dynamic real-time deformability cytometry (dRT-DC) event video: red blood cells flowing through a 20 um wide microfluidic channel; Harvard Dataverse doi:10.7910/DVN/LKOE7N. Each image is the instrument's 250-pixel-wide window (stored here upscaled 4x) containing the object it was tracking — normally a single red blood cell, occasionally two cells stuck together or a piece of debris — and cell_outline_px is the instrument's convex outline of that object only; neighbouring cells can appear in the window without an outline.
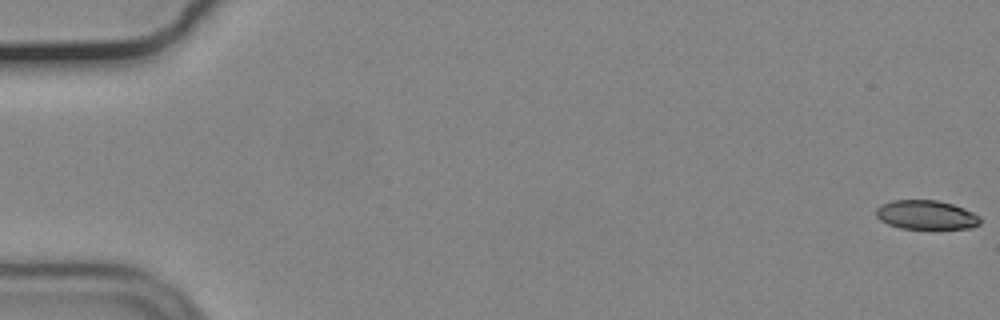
{"species": "common noctule bat (a hibernating species)", "species_latin": "Nyctalus noctula", "temperature_condition": "cold", "stored_images_in_passage": 18, "camera_frame_rate_fps": 3000, "um_per_image_px": 0.085, "animal": {"sex": "male", "body_mass_g": 19.2, "forearm_length_mm": 51.8}, "frame": {"image": 1, "passage_image": 1, "time_ms": 0.0, "image_size_px": [1000, 320], "cell_outline_px": [[980, 224], [972, 228], [900, 228], [888, 224], [880, 220], [876, 216], [876, 208], [880, 204], [892, 200], [936, 200], [952, 204], [964, 208], [980, 216]], "centroid_in_image_um": [78.71, 18.25], "position_along_channel_um": 6.3, "area_um2": 17.63}}
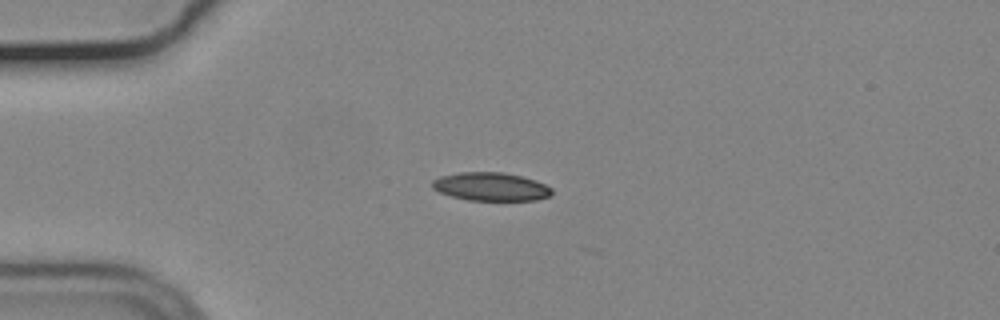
{"frame": {"image": 2, "passage_image": 15, "time_ms": 4.667, "image_size_px": [1000, 320], "cell_outline_px": [[552, 192], [548, 196], [536, 200], [468, 200], [452, 196], [440, 192], [432, 188], [432, 180], [440, 176], [460, 172], [504, 172], [536, 180], [552, 188]], "centroid_in_image_um": [41.71, 15.86], "position_along_channel_um": 43.3, "area_um2": 19.65}}